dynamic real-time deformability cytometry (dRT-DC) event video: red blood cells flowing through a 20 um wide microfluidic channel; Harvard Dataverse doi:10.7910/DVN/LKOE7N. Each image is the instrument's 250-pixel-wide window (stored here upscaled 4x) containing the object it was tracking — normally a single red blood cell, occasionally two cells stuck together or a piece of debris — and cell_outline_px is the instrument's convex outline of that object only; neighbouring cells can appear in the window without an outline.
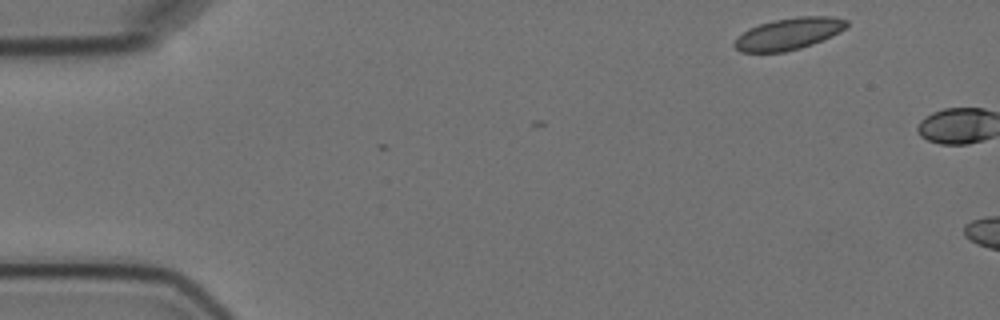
{"species": "Egyptian fruit bat (a non-hibernating species)", "species_latin": "Rousettus aegyptiacus", "temperature_condition": "cold", "stored_images_in_passage": 2, "camera_frame_rate_fps": 3000, "um_per_image_px": 0.085, "animal": {"sex": "female"}, "frame": {"image": 1, "passage_image": 1, "time_ms": 0.0, "image_size_px": [1000, 320], "cell_outline_px": [[848, 24], [840, 32], [832, 36], [812, 44], [800, 48], [784, 52], [740, 52], [732, 44], [748, 28], [772, 20], [796, 16], [832, 16], [848, 20]], "centroid_in_image_um": [67.05, 2.86], "position_along_channel_um": 17.9, "area_um2": 20.75}}